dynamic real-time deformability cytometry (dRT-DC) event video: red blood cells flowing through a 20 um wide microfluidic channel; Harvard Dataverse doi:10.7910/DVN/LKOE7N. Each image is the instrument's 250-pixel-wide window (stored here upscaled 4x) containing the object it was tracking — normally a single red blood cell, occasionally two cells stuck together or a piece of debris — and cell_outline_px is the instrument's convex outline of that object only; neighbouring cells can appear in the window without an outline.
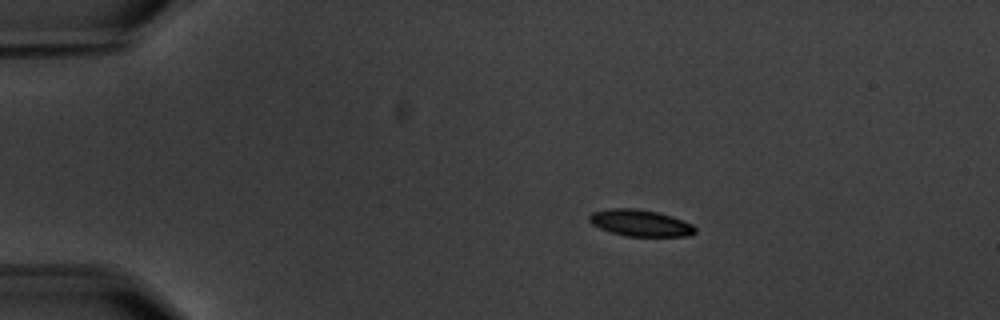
{"species": "common noctule bat (a hibernating species)", "species_latin": "Nyctalus noctula", "temperature_condition": "warm", "stored_images_in_passage": 3, "camera_frame_rate_fps": 3000, "um_per_image_px": 0.085, "animal": {"sex": "male", "body_mass_g": 20.1, "forearm_length_mm": 53.5}, "frame": {"image": 1, "passage_image": 1, "time_ms": 0.0, "image_size_px": [1000, 320], "cell_outline_px": [[696, 232], [688, 236], [628, 236], [612, 232], [600, 228], [592, 224], [588, 220], [588, 216], [592, 212], [612, 208], [636, 208], [656, 212], [672, 216], [692, 224], [696, 228]], "centroid_in_image_um": [54.42, 18.95], "position_along_channel_um": 30.6, "area_um2": 16.3}}